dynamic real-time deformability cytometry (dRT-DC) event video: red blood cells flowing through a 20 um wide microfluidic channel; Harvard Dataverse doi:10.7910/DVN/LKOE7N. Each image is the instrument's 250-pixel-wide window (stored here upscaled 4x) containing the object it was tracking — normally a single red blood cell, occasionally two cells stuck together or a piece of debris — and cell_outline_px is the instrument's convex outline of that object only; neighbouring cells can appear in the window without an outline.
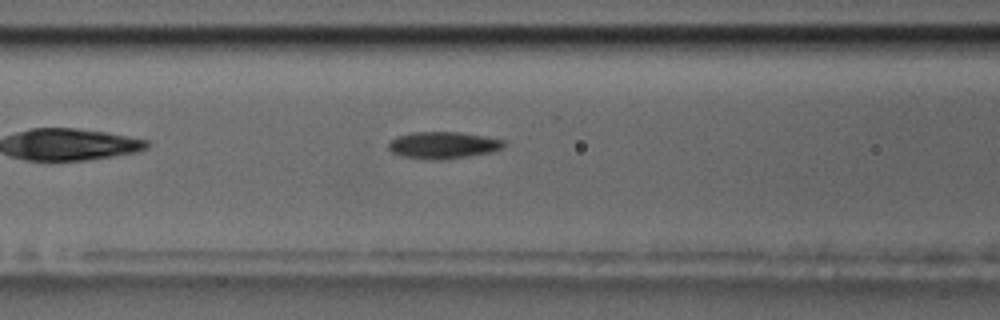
{"species": "common noctule bat (a hibernating species)", "species_latin": "Nyctalus noctula", "temperature_condition": "room temperature", "stored_images_in_passage": 43, "camera_frame_rate_fps": 3000, "um_per_image_px": 0.085, "animal": {"sex": "male", "body_mass_g": 17.5, "forearm_length_mm": 52.3}, "frame": {"image": 1, "passage_image": 9, "time_ms": 2.667, "image_size_px": [1000, 320], "cell_outline_px": [[504, 148], [492, 152], [468, 156], [440, 160], [432, 160], [400, 156], [392, 152], [388, 148], [388, 144], [396, 136], [412, 132], [460, 132], [484, 136], [504, 140]], "centroid_in_image_um": [37.65, 12.34], "position_along_channel_um": 128.9, "area_um2": 18.15}}
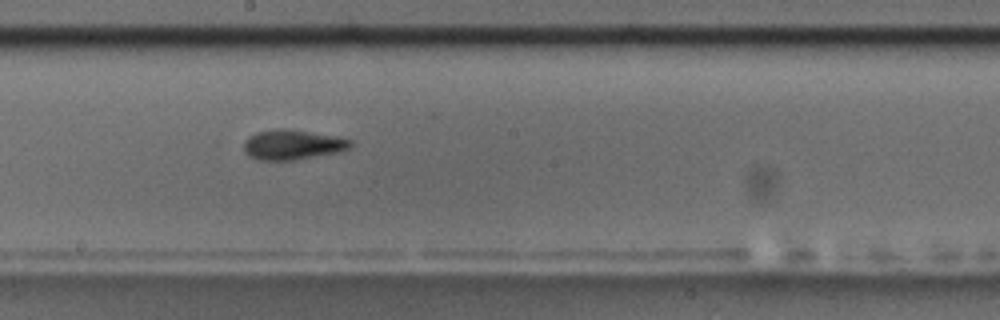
{"frame": {"image": 2, "passage_image": 17, "time_ms": 5.333, "image_size_px": [1000, 320], "cell_outline_px": [[352, 144], [348, 148], [336, 152], [292, 160], [260, 160], [248, 156], [244, 152], [244, 140], [248, 136], [256, 132], [280, 128], [308, 132], [332, 136], [352, 140]], "centroid_in_image_um": [24.78, 12.3], "position_along_channel_um": 223.4, "area_um2": 18.21}}
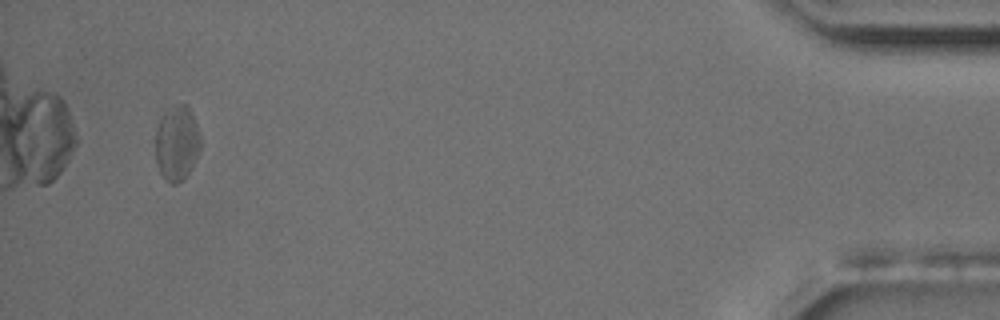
{"frame": {"image": 3, "passage_image": 40, "time_ms": 13.0, "image_size_px": [1000, 320], "cell_outline_px": [[200, 148], [188, 172], [176, 184], [172, 184], [164, 180], [160, 172], [156, 160], [156, 128], [160, 116], [172, 104], [184, 104], [188, 108], [200, 132]], "centroid_in_image_um": [15.0, 12.13], "position_along_channel_um": 420.2, "area_um2": 19.48}}